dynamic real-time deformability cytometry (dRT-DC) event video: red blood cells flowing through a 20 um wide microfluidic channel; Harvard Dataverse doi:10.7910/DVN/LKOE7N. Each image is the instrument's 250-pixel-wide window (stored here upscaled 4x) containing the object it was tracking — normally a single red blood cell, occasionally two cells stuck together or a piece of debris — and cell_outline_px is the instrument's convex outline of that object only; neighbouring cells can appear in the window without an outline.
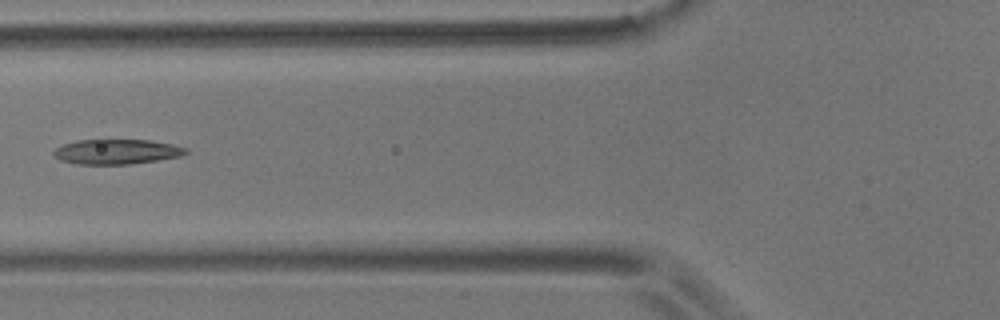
{"species": "common noctule bat (a hibernating species)", "species_latin": "Nyctalus noctula", "temperature_condition": "room temperature", "stored_images_in_passage": 7, "camera_frame_rate_fps": 3000, "um_per_image_px": 0.085, "animal": {"sex": "male", "body_mass_g": 17.9}, "frame": {"image": 1, "passage_image": 6, "time_ms": 1.667, "image_size_px": [1000, 320], "cell_outline_px": [[188, 152], [180, 156], [156, 160], [128, 164], [76, 164], [60, 160], [52, 152], [56, 148], [64, 144], [76, 140], [148, 140], [172, 144], [188, 148]], "centroid_in_image_um": [9.91, 12.89], "position_along_channel_um": 115.9, "area_um2": 19.02}}
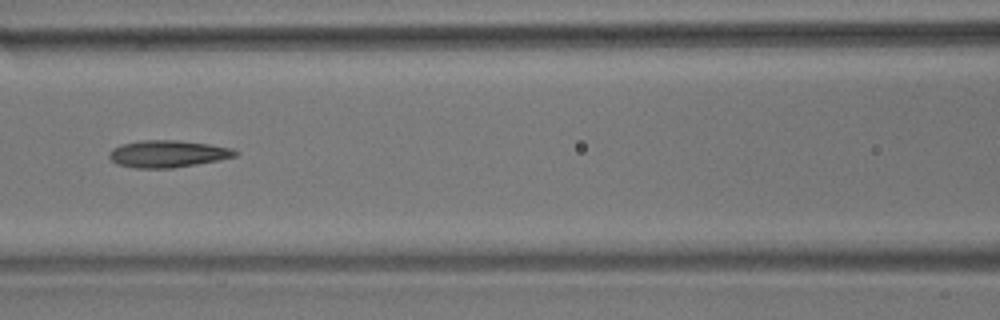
{"frame": {"image": 2, "passage_image": 7, "time_ms": 2.0, "image_size_px": [1000, 320], "cell_outline_px": [[240, 152], [236, 156], [220, 160], [172, 168], [136, 168], [116, 164], [108, 156], [108, 152], [112, 148], [124, 144], [144, 140], [176, 140], [208, 144], [232, 148]], "centroid_in_image_um": [14.27, 13.08], "position_along_channel_um": 152.3, "area_um2": 19.83}}